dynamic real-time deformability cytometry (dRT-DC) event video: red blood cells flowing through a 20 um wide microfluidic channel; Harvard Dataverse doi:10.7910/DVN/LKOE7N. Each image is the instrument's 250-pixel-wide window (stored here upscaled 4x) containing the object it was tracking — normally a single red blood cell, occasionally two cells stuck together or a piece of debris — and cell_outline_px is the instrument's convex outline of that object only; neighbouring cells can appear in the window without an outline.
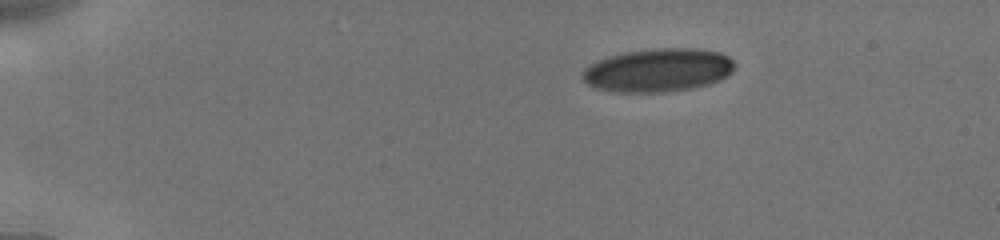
{"species": "human", "species_latin": "Homo sapiens", "temperature_condition": "cold", "stored_images_in_passage": 44, "camera_frame_rate_fps": 3000, "um_per_image_px": 0.085, "donor": {"sex": "male"}, "frame": {"image": 1, "passage_image": 1, "time_ms": 0.0, "image_size_px": [1000, 240], "cell_outline_px": [[736, 64], [732, 72], [728, 76], [720, 80], [708, 84], [692, 88], [664, 92], [620, 92], [596, 88], [588, 84], [580, 76], [584, 68], [588, 64], [596, 60], [608, 56], [624, 52], [656, 48], [696, 48], [720, 52], [728, 56]], "centroid_in_image_um": [55.93, 5.95], "position_along_channel_um": 29.1, "area_um2": 38.78}}
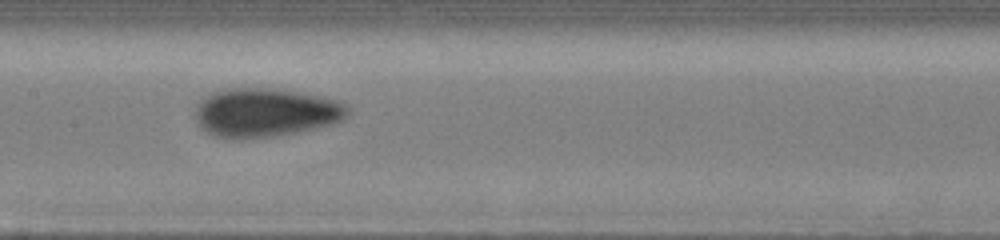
{"frame": {"image": 2, "passage_image": 19, "time_ms": 6.333, "image_size_px": [1000, 240], "cell_outline_px": [[352, 112], [344, 120], [336, 124], [296, 132], [268, 136], [216, 136], [200, 128], [196, 124], [192, 116], [200, 100], [224, 88], [276, 88], [320, 96], [336, 100], [348, 104], [352, 108]], "centroid_in_image_um": [22.63, 9.53], "position_along_channel_um": 184.8, "area_um2": 43.23}}
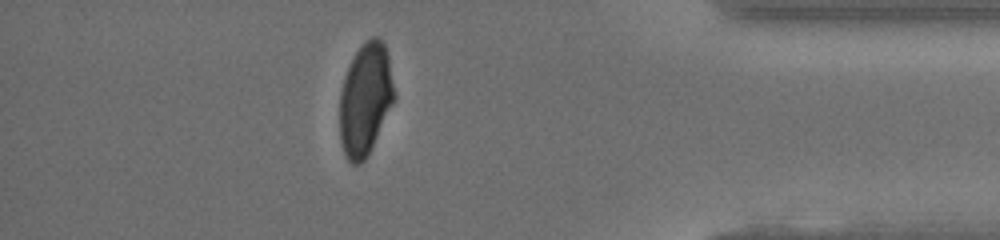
{"frame": {"image": 3, "passage_image": 38, "time_ms": 12.667, "image_size_px": [1000, 240], "cell_outline_px": [[396, 96], [368, 156], [360, 164], [352, 164], [348, 160], [344, 152], [340, 140], [340, 92], [344, 76], [356, 52], [364, 40], [372, 36], [376, 36], [384, 44], [388, 56]], "centroid_in_image_um": [31.05, 8.44], "position_along_channel_um": 404.1, "area_um2": 35.6}, "authors_computed_cell_mechanics": {"area_um2": 39.7086, "velocity_mm_per_s": 3.9199, "shape_relaxation_time_tau1_ms": 6.0699, "shape_relaxation_time_tau2_ms": 0.7886, "deformation_change_tau1": 0.1309, "deformation_change_tau2": 0.0423}}